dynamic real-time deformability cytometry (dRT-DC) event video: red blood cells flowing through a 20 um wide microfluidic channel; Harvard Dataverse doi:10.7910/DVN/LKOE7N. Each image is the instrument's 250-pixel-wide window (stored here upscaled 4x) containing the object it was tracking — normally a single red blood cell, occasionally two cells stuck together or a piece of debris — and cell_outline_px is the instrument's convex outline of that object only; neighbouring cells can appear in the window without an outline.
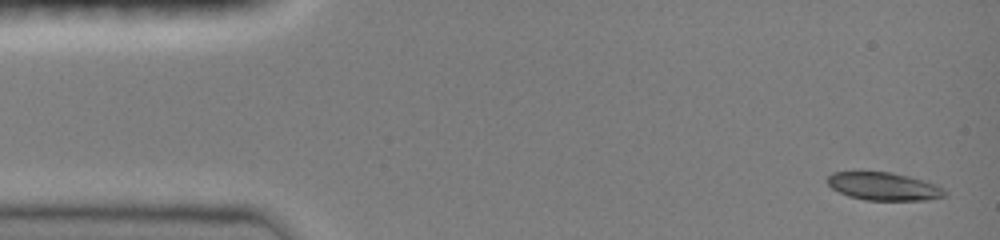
{"species": "common noctule bat (a hibernating species)", "species_latin": "Nyctalus noctula", "temperature_condition": "room temperature", "stored_images_in_passage": 24, "camera_frame_rate_fps": 3000, "um_per_image_px": 0.085, "animal": {"sex": "female", "body_mass_g": 19.0, "forearm_length_mm": 51.5}, "frame": {"image": 1, "passage_image": 1, "time_ms": 0.0, "image_size_px": [1000, 240], "cell_outline_px": [[944, 196], [924, 200], [864, 200], [848, 196], [832, 188], [824, 180], [832, 172], [892, 172], [908, 176], [932, 184], [940, 188], [944, 192]], "centroid_in_image_um": [75.0, 15.84], "position_along_channel_um": 10.0, "area_um2": 18.73}}
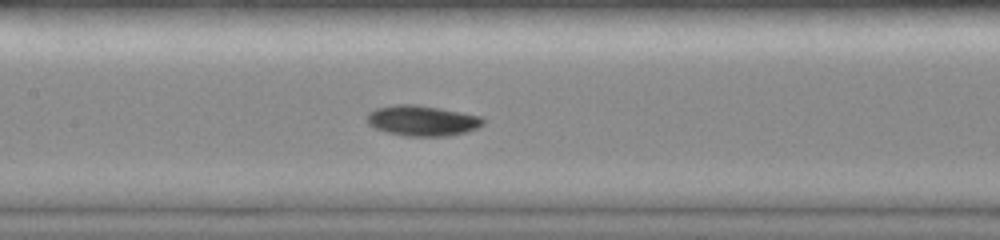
{"frame": {"image": 2, "passage_image": 13, "time_ms": 4.0, "image_size_px": [1000, 240], "cell_outline_px": [[484, 124], [468, 132], [444, 136], [408, 136], [388, 132], [376, 128], [368, 124], [364, 116], [368, 112], [376, 108], [396, 104], [416, 104], [440, 108], [480, 116], [484, 120]], "centroid_in_image_um": [35.86, 10.24], "position_along_channel_um": 171.5, "area_um2": 20.63}}
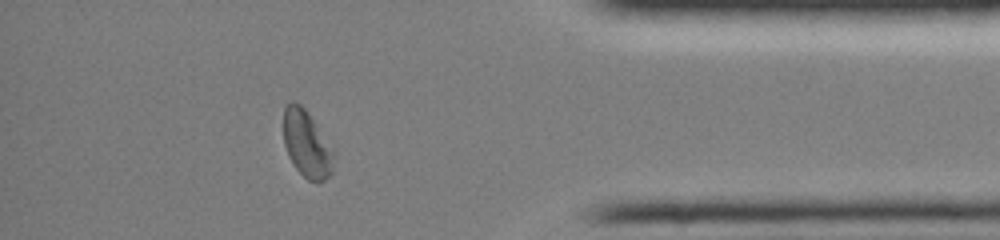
{"frame": {"image": 3, "passage_image": 22, "time_ms": 7.0, "image_size_px": [1000, 240], "cell_outline_px": [[336, 152], [332, 172], [324, 180], [308, 180], [296, 168], [288, 156], [284, 144], [284, 108], [292, 100], [300, 104], [304, 108], [336, 148]], "centroid_in_image_um": [26.12, 12.22], "position_along_channel_um": 409.1, "area_um2": 19.88}}